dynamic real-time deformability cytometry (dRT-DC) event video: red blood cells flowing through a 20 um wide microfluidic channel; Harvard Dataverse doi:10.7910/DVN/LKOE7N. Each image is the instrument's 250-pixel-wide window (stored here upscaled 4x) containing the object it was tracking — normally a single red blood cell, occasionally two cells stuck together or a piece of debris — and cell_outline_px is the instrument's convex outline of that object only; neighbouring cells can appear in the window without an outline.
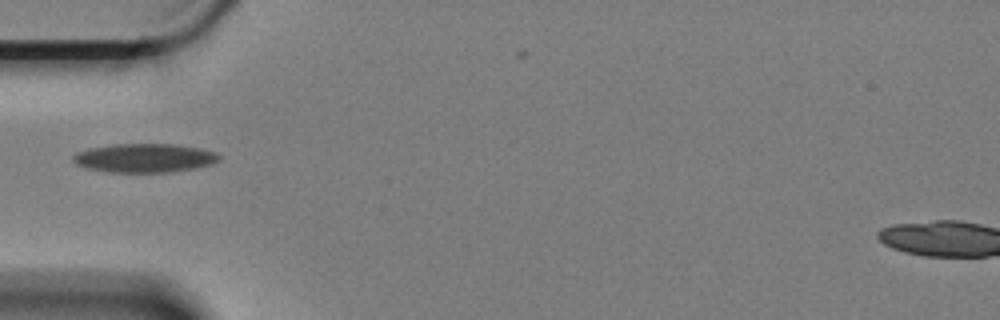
{"species": "Egyptian fruit bat (a non-hibernating species)", "species_latin": "Rousettus aegyptiacus", "temperature_condition": "cold", "stored_images_in_passage": 24, "camera_frame_rate_fps": 3000, "um_per_image_px": 0.085, "animal": {"sex": "female"}, "frame": {"image": 1, "passage_image": 1, "time_ms": 0.0, "image_size_px": [1000, 320], "cell_outline_px": [[220, 160], [212, 164], [192, 168], [168, 172], [108, 172], [88, 168], [76, 164], [72, 160], [72, 156], [76, 152], [88, 148], [112, 144], [176, 144], [200, 148], [216, 152], [220, 156]], "centroid_in_image_um": [12.26, 13.42], "position_along_channel_um": 72.7, "area_um2": 24.57}}
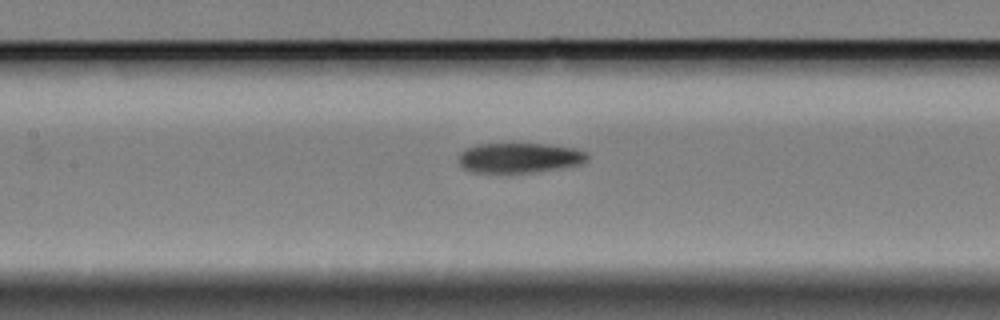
{"frame": {"image": 2, "passage_image": 9, "time_ms": 2.667, "image_size_px": [1000, 320], "cell_outline_px": [[588, 156], [584, 160], [576, 164], [556, 168], [532, 172], [472, 172], [464, 168], [460, 164], [460, 152], [464, 148], [476, 144], [544, 144], [572, 148], [588, 152]], "centroid_in_image_um": [44.07, 13.4], "position_along_channel_um": 163.3, "area_um2": 21.96}}
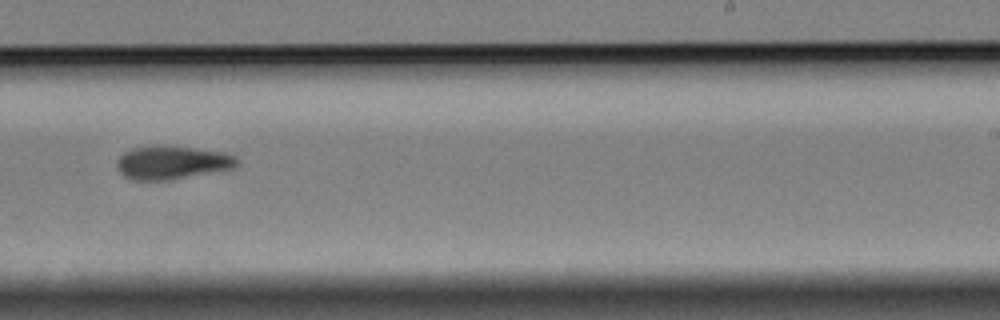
{"frame": {"image": 3, "passage_image": 19, "time_ms": 6.0, "image_size_px": [1000, 320], "cell_outline_px": [[236, 164], [232, 168], [172, 180], [132, 180], [124, 176], [120, 172], [116, 164], [116, 160], [124, 152], [132, 148], [156, 144], [168, 144], [224, 152], [236, 156]], "centroid_in_image_um": [14.57, 13.79], "position_along_channel_um": 274.4, "area_um2": 23.7}}